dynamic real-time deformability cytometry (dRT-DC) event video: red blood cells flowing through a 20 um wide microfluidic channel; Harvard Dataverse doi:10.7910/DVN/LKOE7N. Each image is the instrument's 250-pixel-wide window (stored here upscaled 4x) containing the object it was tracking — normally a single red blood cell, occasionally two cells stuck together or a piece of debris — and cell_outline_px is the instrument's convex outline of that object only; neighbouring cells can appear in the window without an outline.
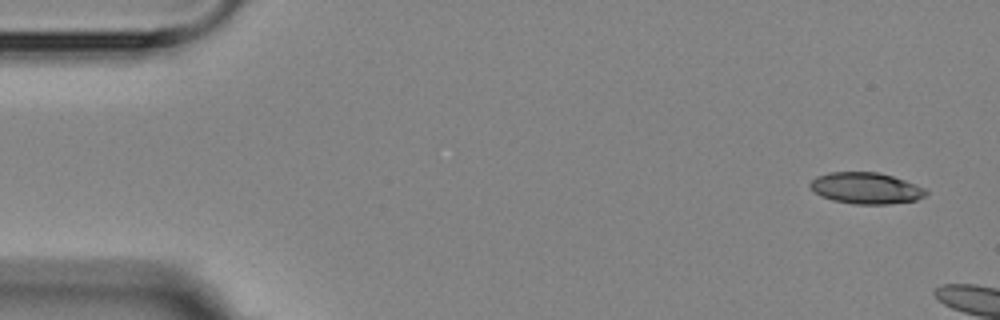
{"species": "Egyptian fruit bat (a non-hibernating species)", "species_latin": "Rousettus aegyptiacus", "temperature_condition": "room temperature", "stored_images_in_passage": 3, "camera_frame_rate_fps": 3000, "um_per_image_px": 0.085, "animal": {"sex": "female"}, "frame": {"image": 1, "passage_image": 1, "time_ms": 0.0, "image_size_px": [1000, 320], "cell_outline_px": [[928, 192], [924, 196], [916, 200], [888, 204], [852, 204], [832, 200], [820, 196], [812, 192], [808, 184], [816, 176], [828, 172], [880, 172], [916, 184], [924, 188]], "centroid_in_image_um": [73.55, 15.99], "position_along_channel_um": 11.4, "area_um2": 21.33}}